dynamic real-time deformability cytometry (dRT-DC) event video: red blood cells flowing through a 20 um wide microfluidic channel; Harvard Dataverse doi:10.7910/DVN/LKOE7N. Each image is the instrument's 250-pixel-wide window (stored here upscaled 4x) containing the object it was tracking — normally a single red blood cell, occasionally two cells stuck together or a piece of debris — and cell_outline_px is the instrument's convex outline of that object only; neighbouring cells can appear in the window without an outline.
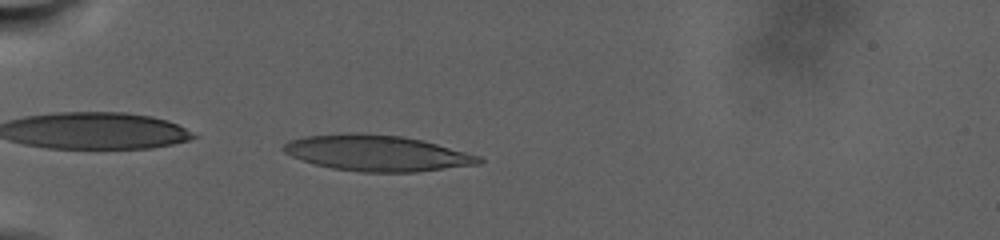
{"species": "human", "species_latin": "Homo sapiens", "temperature_condition": "warm", "stored_images_in_passage": 102, "camera_frame_rate_fps": 3000, "um_per_image_px": 0.085, "donor": {"sex": "male"}, "frame": {"image": 1, "passage_image": 4, "time_ms": 0.667, "image_size_px": [1000, 240], "cell_outline_px": [[484, 160], [480, 164], [416, 172], [360, 172], [332, 168], [316, 164], [292, 156], [284, 152], [280, 148], [288, 140], [304, 136], [356, 132], [364, 132], [404, 136], [436, 144], [480, 156]], "centroid_in_image_um": [32.02, 13.0], "position_along_channel_um": 53.0, "area_um2": 40.92}}
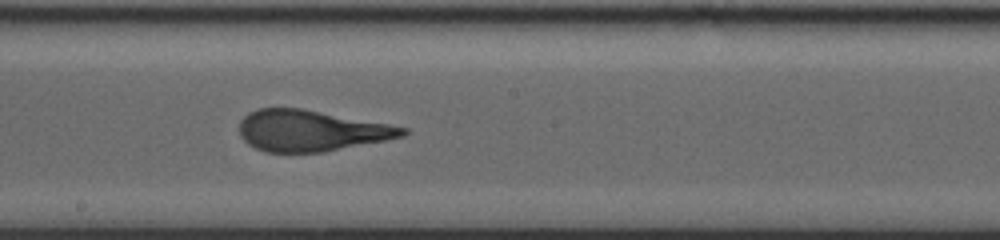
{"frame": {"image": 2, "passage_image": 45, "time_ms": 9.667, "image_size_px": [1000, 240], "cell_outline_px": [[408, 132], [404, 136], [324, 152], [264, 152], [248, 144], [240, 136], [240, 120], [248, 112], [256, 108], [300, 108], [388, 124], [408, 128]], "centroid_in_image_um": [26.39, 11.11], "position_along_channel_um": 221.8, "area_um2": 38.84}}
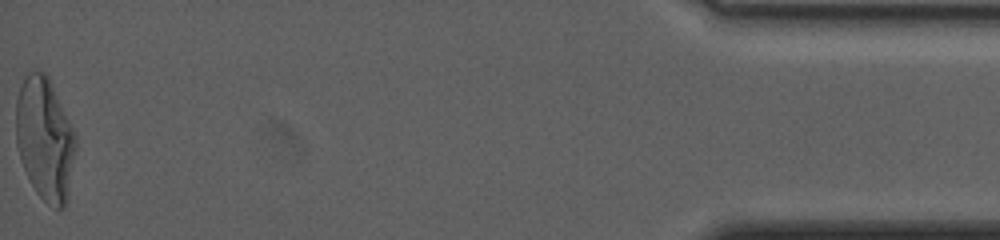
{"frame": {"image": 3, "passage_image": 102, "time_ms": 23.0, "image_size_px": [1000, 240], "cell_outline_px": [[76, 148], [68, 204], [64, 208], [56, 208], [48, 204], [36, 192], [24, 168], [16, 144], [16, 100], [24, 76], [28, 72], [36, 68], [44, 72], [48, 76], [76, 136]], "centroid_in_image_um": [3.83, 11.82], "position_along_channel_um": 431.4, "area_um2": 42.95}, "authors_computed_cell_mechanics": {"area_um2": 39.7953, "velocity_mm_per_s": 2.173, "shape_relaxation_time_tau1_ms": null, "shape_relaxation_time_tau2_ms": 1.5317, "deformation_change_tau1": null, "deformation_change_tau2": 0.111}}